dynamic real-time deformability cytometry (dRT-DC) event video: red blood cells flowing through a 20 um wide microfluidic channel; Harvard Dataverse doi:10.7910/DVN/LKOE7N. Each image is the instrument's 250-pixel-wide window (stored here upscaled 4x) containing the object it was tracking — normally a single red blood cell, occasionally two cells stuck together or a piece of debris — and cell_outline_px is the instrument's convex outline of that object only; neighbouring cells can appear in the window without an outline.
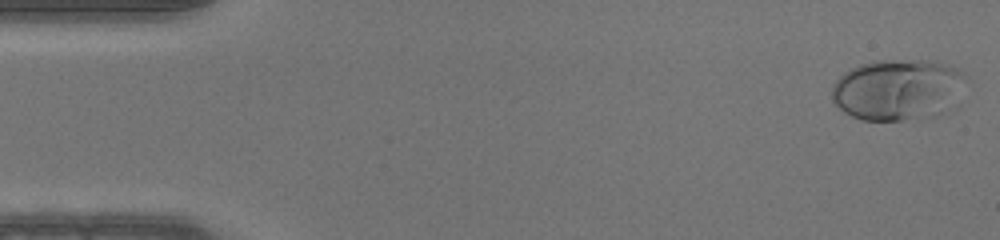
{"species": "human", "species_latin": "Homo sapiens", "temperature_condition": "warm", "stored_images_in_passage": 46, "camera_frame_rate_fps": 3000, "um_per_image_px": 0.085, "donor": {"sex": "male"}, "frame": {"image": 1, "passage_image": 1, "time_ms": 0.0, "image_size_px": [1000, 240], "cell_outline_px": [[964, 76], [932, 116], [900, 120], [860, 120], [844, 112], [832, 100], [832, 84], [844, 72], [860, 64], [876, 60], [928, 60], [948, 64], [964, 72]], "centroid_in_image_um": [76.07, 7.57], "position_along_channel_um": 8.9, "area_um2": 45.6}}
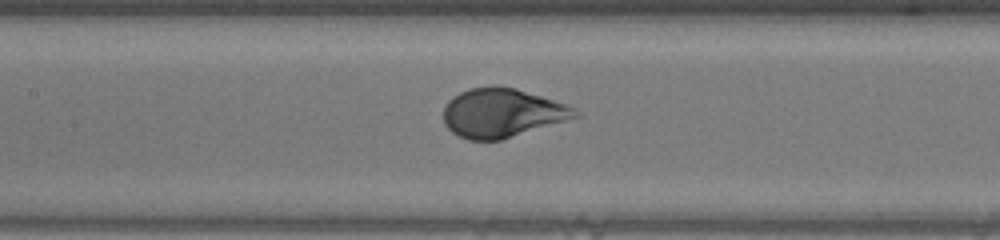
{"frame": {"image": 2, "passage_image": 21, "time_ms": 6.667, "image_size_px": [1000, 240], "cell_outline_px": [[584, 116], [500, 140], [468, 140], [452, 132], [444, 124], [444, 108], [448, 100], [452, 96], [468, 88], [492, 84], [496, 84], [516, 88], [576, 108]], "centroid_in_image_um": [42.69, 9.58], "position_along_channel_um": 164.7, "area_um2": 37.97}}
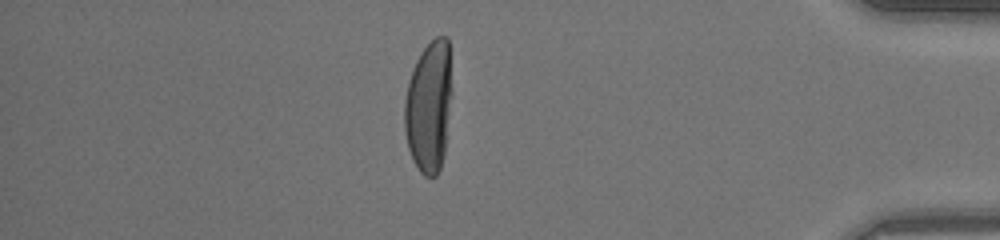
{"frame": {"image": 3, "passage_image": 40, "time_ms": 13.0, "image_size_px": [1000, 240], "cell_outline_px": [[452, 92], [444, 156], [440, 168], [436, 176], [424, 176], [420, 172], [412, 160], [408, 148], [404, 132], [404, 100], [408, 80], [412, 68], [420, 52], [436, 36], [448, 36]], "centroid_in_image_um": [36.45, 9.05], "position_along_channel_um": 398.8, "area_um2": 36.93}}